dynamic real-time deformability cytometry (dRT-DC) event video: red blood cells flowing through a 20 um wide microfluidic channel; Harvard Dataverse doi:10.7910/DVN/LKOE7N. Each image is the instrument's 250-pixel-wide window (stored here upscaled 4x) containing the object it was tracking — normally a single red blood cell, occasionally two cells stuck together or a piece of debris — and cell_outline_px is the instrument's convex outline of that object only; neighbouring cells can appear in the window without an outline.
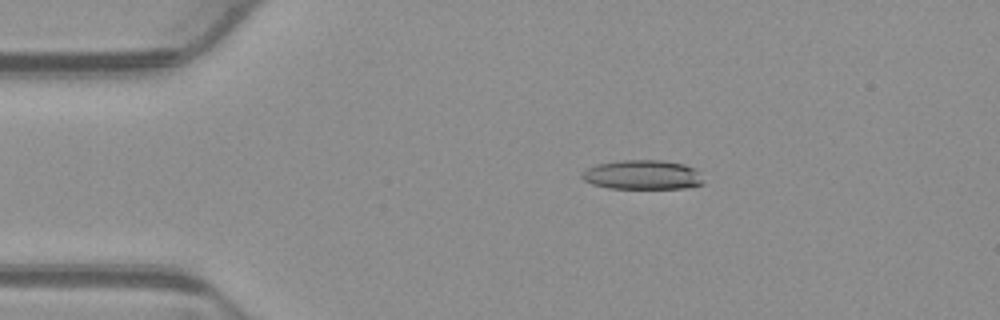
{"species": "common noctule bat (a hibernating species)", "species_latin": "Nyctalus noctula", "temperature_condition": "warm", "stored_images_in_passage": 53, "camera_frame_rate_fps": 3000, "um_per_image_px": 0.085, "animal": {"sex": "male", "body_mass_g": 23.1, "forearm_length_mm": 52.7}, "frame": {"image": 1, "passage_image": 10, "time_ms": 3.0, "image_size_px": [1000, 320], "cell_outline_px": [[704, 184], [684, 188], [608, 188], [592, 184], [584, 180], [580, 176], [580, 172], [596, 164], [624, 160], [664, 160], [684, 164], [696, 168], [704, 180]], "centroid_in_image_um": [54.63, 14.85], "position_along_channel_um": 30.4, "area_um2": 20.98}}
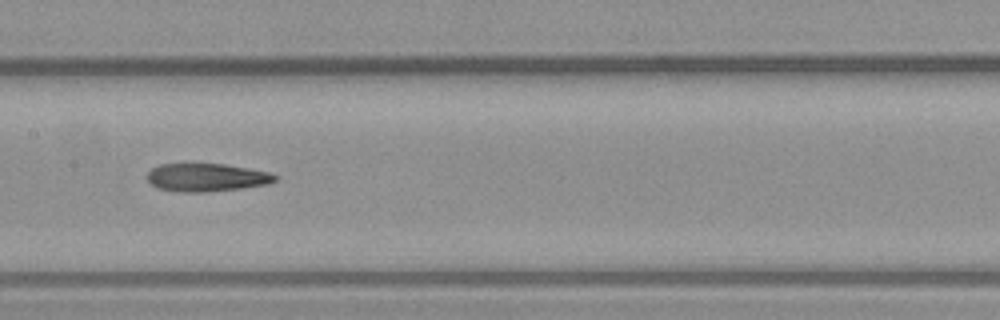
{"frame": {"image": 2, "passage_image": 26, "time_ms": 8.333, "image_size_px": [1000, 320], "cell_outline_px": [[280, 176], [276, 180], [268, 184], [240, 188], [204, 192], [180, 192], [156, 188], [148, 180], [148, 172], [152, 168], [160, 164], [224, 164], [248, 168], [268, 172]], "centroid_in_image_um": [17.56, 15.08], "position_along_channel_um": 189.8, "area_um2": 20.81}}
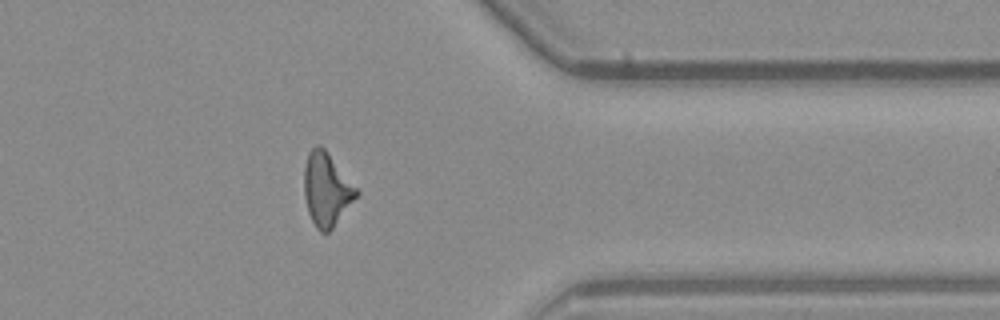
{"frame": {"image": 3, "passage_image": 42, "time_ms": 13.667, "image_size_px": [1000, 320], "cell_outline_px": [[360, 192], [332, 228], [328, 232], [320, 232], [316, 228], [308, 212], [304, 196], [304, 168], [308, 152], [316, 144], [320, 144], [328, 152]], "centroid_in_image_um": [27.73, 16.07], "position_along_channel_um": 383.7, "area_um2": 22.14}, "authors_computed_cell_mechanics": {"area_um2": 21.2704, "velocity_mm_per_s": 3.9169, "shape_relaxation_time_tau1_ms": null, "shape_relaxation_time_tau2_ms": 4.5536, "deformation_change_tau1": null, "deformation_change_tau2": 0.1778}}